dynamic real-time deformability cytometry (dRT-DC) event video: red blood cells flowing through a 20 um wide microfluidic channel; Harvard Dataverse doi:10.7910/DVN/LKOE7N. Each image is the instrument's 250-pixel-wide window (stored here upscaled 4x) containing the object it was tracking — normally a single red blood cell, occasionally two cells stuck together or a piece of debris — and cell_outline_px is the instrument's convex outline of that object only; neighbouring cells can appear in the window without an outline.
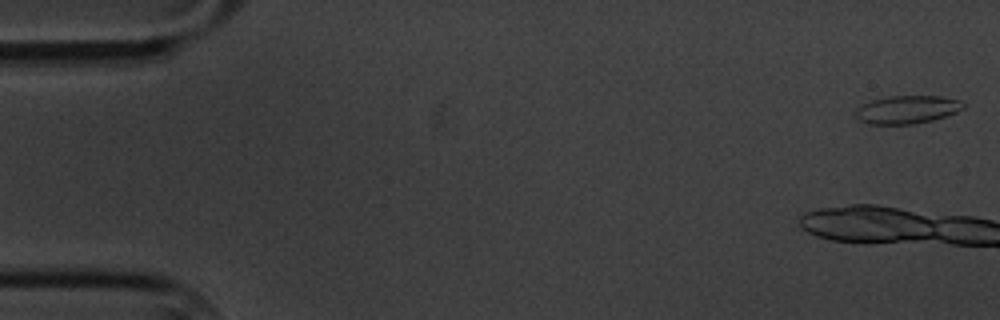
{"species": "common noctule bat (a hibernating species)", "species_latin": "Nyctalus noctula", "temperature_condition": "cold", "stored_images_in_passage": 10, "camera_frame_rate_fps": 3000, "um_per_image_px": 0.085, "animal": {"sex": "male", "body_mass_g": 20.1, "forearm_length_mm": 53.5}, "frame": {"image": 1, "passage_image": 1, "time_ms": 0.0, "image_size_px": [1000, 320], "cell_outline_px": [[964, 108], [956, 112], [932, 120], [912, 124], [868, 124], [856, 120], [852, 116], [856, 108], [872, 100], [888, 96], [940, 96], [960, 100], [964, 104]], "centroid_in_image_um": [77.03, 9.32], "position_along_channel_um": 8.0, "area_um2": 17.74}}